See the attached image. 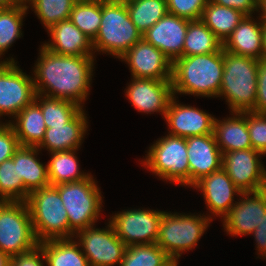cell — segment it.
Here are the masks:
<instances>
[{
    "label": "cell",
    "instance_id": "6da1fadb",
    "mask_svg": "<svg viewBox=\"0 0 266 266\" xmlns=\"http://www.w3.org/2000/svg\"><path fill=\"white\" fill-rule=\"evenodd\" d=\"M34 69L36 94L72 101L83 108L93 76L94 56L58 55L40 48Z\"/></svg>",
    "mask_w": 266,
    "mask_h": 266
},
{
    "label": "cell",
    "instance_id": "7a4b0ae2",
    "mask_svg": "<svg viewBox=\"0 0 266 266\" xmlns=\"http://www.w3.org/2000/svg\"><path fill=\"white\" fill-rule=\"evenodd\" d=\"M223 71V47L215 53L180 57L172 65L173 94L218 97Z\"/></svg>",
    "mask_w": 266,
    "mask_h": 266
},
{
    "label": "cell",
    "instance_id": "3957f363",
    "mask_svg": "<svg viewBox=\"0 0 266 266\" xmlns=\"http://www.w3.org/2000/svg\"><path fill=\"white\" fill-rule=\"evenodd\" d=\"M224 71L218 97L232 112L251 111L256 104L258 60L223 50Z\"/></svg>",
    "mask_w": 266,
    "mask_h": 266
},
{
    "label": "cell",
    "instance_id": "277c9868",
    "mask_svg": "<svg viewBox=\"0 0 266 266\" xmlns=\"http://www.w3.org/2000/svg\"><path fill=\"white\" fill-rule=\"evenodd\" d=\"M142 34L132 23L124 0H102V17L99 32L92 41L94 53H109L120 58Z\"/></svg>",
    "mask_w": 266,
    "mask_h": 266
},
{
    "label": "cell",
    "instance_id": "5b68a950",
    "mask_svg": "<svg viewBox=\"0 0 266 266\" xmlns=\"http://www.w3.org/2000/svg\"><path fill=\"white\" fill-rule=\"evenodd\" d=\"M93 178L89 175L81 181L54 186L67 211L69 238H73L80 230L94 226L99 218L103 201L100 188Z\"/></svg>",
    "mask_w": 266,
    "mask_h": 266
},
{
    "label": "cell",
    "instance_id": "8992f818",
    "mask_svg": "<svg viewBox=\"0 0 266 266\" xmlns=\"http://www.w3.org/2000/svg\"><path fill=\"white\" fill-rule=\"evenodd\" d=\"M27 205L33 229L39 243L47 240L69 239V222L59 191L54 186L29 194Z\"/></svg>",
    "mask_w": 266,
    "mask_h": 266
},
{
    "label": "cell",
    "instance_id": "52a82bcc",
    "mask_svg": "<svg viewBox=\"0 0 266 266\" xmlns=\"http://www.w3.org/2000/svg\"><path fill=\"white\" fill-rule=\"evenodd\" d=\"M212 218L208 216L163 213L156 244L169 256L179 259L186 250H192L206 231Z\"/></svg>",
    "mask_w": 266,
    "mask_h": 266
},
{
    "label": "cell",
    "instance_id": "ba28073f",
    "mask_svg": "<svg viewBox=\"0 0 266 266\" xmlns=\"http://www.w3.org/2000/svg\"><path fill=\"white\" fill-rule=\"evenodd\" d=\"M161 179L189 186V163L186 138L168 134L149 147L142 162Z\"/></svg>",
    "mask_w": 266,
    "mask_h": 266
},
{
    "label": "cell",
    "instance_id": "9c48e42d",
    "mask_svg": "<svg viewBox=\"0 0 266 266\" xmlns=\"http://www.w3.org/2000/svg\"><path fill=\"white\" fill-rule=\"evenodd\" d=\"M38 244L27 202L0 201V250L12 257Z\"/></svg>",
    "mask_w": 266,
    "mask_h": 266
},
{
    "label": "cell",
    "instance_id": "30bf717a",
    "mask_svg": "<svg viewBox=\"0 0 266 266\" xmlns=\"http://www.w3.org/2000/svg\"><path fill=\"white\" fill-rule=\"evenodd\" d=\"M35 96L33 78L17 66L14 58L0 61V117L6 114L14 118Z\"/></svg>",
    "mask_w": 266,
    "mask_h": 266
},
{
    "label": "cell",
    "instance_id": "8fae6325",
    "mask_svg": "<svg viewBox=\"0 0 266 266\" xmlns=\"http://www.w3.org/2000/svg\"><path fill=\"white\" fill-rule=\"evenodd\" d=\"M164 211L134 209L116 213L110 218L116 235L126 246L157 242Z\"/></svg>",
    "mask_w": 266,
    "mask_h": 266
},
{
    "label": "cell",
    "instance_id": "7c38bea8",
    "mask_svg": "<svg viewBox=\"0 0 266 266\" xmlns=\"http://www.w3.org/2000/svg\"><path fill=\"white\" fill-rule=\"evenodd\" d=\"M76 235L90 266H120L126 245L116 235L110 221L106 229L89 226Z\"/></svg>",
    "mask_w": 266,
    "mask_h": 266
},
{
    "label": "cell",
    "instance_id": "4fadbf2b",
    "mask_svg": "<svg viewBox=\"0 0 266 266\" xmlns=\"http://www.w3.org/2000/svg\"><path fill=\"white\" fill-rule=\"evenodd\" d=\"M261 155L264 154L253 148L223 153L222 168L242 192L266 189V169L260 161Z\"/></svg>",
    "mask_w": 266,
    "mask_h": 266
},
{
    "label": "cell",
    "instance_id": "5bb4252c",
    "mask_svg": "<svg viewBox=\"0 0 266 266\" xmlns=\"http://www.w3.org/2000/svg\"><path fill=\"white\" fill-rule=\"evenodd\" d=\"M240 198L222 219L225 231L232 236L252 234L266 213V189L242 192Z\"/></svg>",
    "mask_w": 266,
    "mask_h": 266
},
{
    "label": "cell",
    "instance_id": "9a60e30c",
    "mask_svg": "<svg viewBox=\"0 0 266 266\" xmlns=\"http://www.w3.org/2000/svg\"><path fill=\"white\" fill-rule=\"evenodd\" d=\"M121 59L129 65L132 77L156 80L172 79L173 63L171 60L143 38L121 56Z\"/></svg>",
    "mask_w": 266,
    "mask_h": 266
},
{
    "label": "cell",
    "instance_id": "2e32d148",
    "mask_svg": "<svg viewBox=\"0 0 266 266\" xmlns=\"http://www.w3.org/2000/svg\"><path fill=\"white\" fill-rule=\"evenodd\" d=\"M126 89V96L131 104L144 113L160 112L164 117L169 102L174 96L171 80L136 78Z\"/></svg>",
    "mask_w": 266,
    "mask_h": 266
},
{
    "label": "cell",
    "instance_id": "e0dca14e",
    "mask_svg": "<svg viewBox=\"0 0 266 266\" xmlns=\"http://www.w3.org/2000/svg\"><path fill=\"white\" fill-rule=\"evenodd\" d=\"M191 20L167 13L142 38L158 48L173 63L183 57L184 39Z\"/></svg>",
    "mask_w": 266,
    "mask_h": 266
},
{
    "label": "cell",
    "instance_id": "ac0fdd59",
    "mask_svg": "<svg viewBox=\"0 0 266 266\" xmlns=\"http://www.w3.org/2000/svg\"><path fill=\"white\" fill-rule=\"evenodd\" d=\"M174 95L169 102L165 120L169 134L179 137L213 134L215 117L192 106L178 104Z\"/></svg>",
    "mask_w": 266,
    "mask_h": 266
},
{
    "label": "cell",
    "instance_id": "d6986e66",
    "mask_svg": "<svg viewBox=\"0 0 266 266\" xmlns=\"http://www.w3.org/2000/svg\"><path fill=\"white\" fill-rule=\"evenodd\" d=\"M186 145L190 187L202 177L222 168L223 154L216 143L214 134L187 137Z\"/></svg>",
    "mask_w": 266,
    "mask_h": 266
},
{
    "label": "cell",
    "instance_id": "ffe728a7",
    "mask_svg": "<svg viewBox=\"0 0 266 266\" xmlns=\"http://www.w3.org/2000/svg\"><path fill=\"white\" fill-rule=\"evenodd\" d=\"M198 188L204 195L205 204L215 216L224 217L234 205V195L240 196L242 191L221 168L210 175L202 177L192 188Z\"/></svg>",
    "mask_w": 266,
    "mask_h": 266
},
{
    "label": "cell",
    "instance_id": "44dd1931",
    "mask_svg": "<svg viewBox=\"0 0 266 266\" xmlns=\"http://www.w3.org/2000/svg\"><path fill=\"white\" fill-rule=\"evenodd\" d=\"M47 31L52 40L42 46L48 51L58 55L94 56L92 41L70 19L58 22Z\"/></svg>",
    "mask_w": 266,
    "mask_h": 266
},
{
    "label": "cell",
    "instance_id": "7402d4cb",
    "mask_svg": "<svg viewBox=\"0 0 266 266\" xmlns=\"http://www.w3.org/2000/svg\"><path fill=\"white\" fill-rule=\"evenodd\" d=\"M245 16L223 43V50L257 60L263 59V20Z\"/></svg>",
    "mask_w": 266,
    "mask_h": 266
},
{
    "label": "cell",
    "instance_id": "603a6c76",
    "mask_svg": "<svg viewBox=\"0 0 266 266\" xmlns=\"http://www.w3.org/2000/svg\"><path fill=\"white\" fill-rule=\"evenodd\" d=\"M88 128L87 116L82 109L70 122L46 128L42 143L38 146L48 149L49 153L78 150Z\"/></svg>",
    "mask_w": 266,
    "mask_h": 266
},
{
    "label": "cell",
    "instance_id": "cb8c5ba5",
    "mask_svg": "<svg viewBox=\"0 0 266 266\" xmlns=\"http://www.w3.org/2000/svg\"><path fill=\"white\" fill-rule=\"evenodd\" d=\"M232 117L215 118L213 134L222 154L237 150L252 149L247 128V111L232 112Z\"/></svg>",
    "mask_w": 266,
    "mask_h": 266
},
{
    "label": "cell",
    "instance_id": "d4e9b609",
    "mask_svg": "<svg viewBox=\"0 0 266 266\" xmlns=\"http://www.w3.org/2000/svg\"><path fill=\"white\" fill-rule=\"evenodd\" d=\"M38 151V147L20 146L12 157L17 164L18 177L25 186V202L31 192L50 186L47 164L39 162Z\"/></svg>",
    "mask_w": 266,
    "mask_h": 266
},
{
    "label": "cell",
    "instance_id": "484cf974",
    "mask_svg": "<svg viewBox=\"0 0 266 266\" xmlns=\"http://www.w3.org/2000/svg\"><path fill=\"white\" fill-rule=\"evenodd\" d=\"M15 123L9 120L21 146L38 147L44 138L46 124L40 106L33 101L24 107L15 117Z\"/></svg>",
    "mask_w": 266,
    "mask_h": 266
},
{
    "label": "cell",
    "instance_id": "4316f807",
    "mask_svg": "<svg viewBox=\"0 0 266 266\" xmlns=\"http://www.w3.org/2000/svg\"><path fill=\"white\" fill-rule=\"evenodd\" d=\"M46 266H90L81 246L72 238L47 240L39 243Z\"/></svg>",
    "mask_w": 266,
    "mask_h": 266
},
{
    "label": "cell",
    "instance_id": "83f0119b",
    "mask_svg": "<svg viewBox=\"0 0 266 266\" xmlns=\"http://www.w3.org/2000/svg\"><path fill=\"white\" fill-rule=\"evenodd\" d=\"M245 16L239 10L208 2L200 20L224 43Z\"/></svg>",
    "mask_w": 266,
    "mask_h": 266
},
{
    "label": "cell",
    "instance_id": "f1b7e54d",
    "mask_svg": "<svg viewBox=\"0 0 266 266\" xmlns=\"http://www.w3.org/2000/svg\"><path fill=\"white\" fill-rule=\"evenodd\" d=\"M76 151L69 150L50 153L52 157L47 164V169L51 186L81 181L90 175L79 171L80 167L75 155Z\"/></svg>",
    "mask_w": 266,
    "mask_h": 266
},
{
    "label": "cell",
    "instance_id": "f546056e",
    "mask_svg": "<svg viewBox=\"0 0 266 266\" xmlns=\"http://www.w3.org/2000/svg\"><path fill=\"white\" fill-rule=\"evenodd\" d=\"M223 43L201 21L191 20L184 39L183 57L218 52Z\"/></svg>",
    "mask_w": 266,
    "mask_h": 266
},
{
    "label": "cell",
    "instance_id": "4dcf8cb0",
    "mask_svg": "<svg viewBox=\"0 0 266 266\" xmlns=\"http://www.w3.org/2000/svg\"><path fill=\"white\" fill-rule=\"evenodd\" d=\"M132 23L143 35L167 13V0H126Z\"/></svg>",
    "mask_w": 266,
    "mask_h": 266
},
{
    "label": "cell",
    "instance_id": "1f68e13d",
    "mask_svg": "<svg viewBox=\"0 0 266 266\" xmlns=\"http://www.w3.org/2000/svg\"><path fill=\"white\" fill-rule=\"evenodd\" d=\"M101 17L102 0H77L69 19L93 41L99 32Z\"/></svg>",
    "mask_w": 266,
    "mask_h": 266
},
{
    "label": "cell",
    "instance_id": "d6a6232c",
    "mask_svg": "<svg viewBox=\"0 0 266 266\" xmlns=\"http://www.w3.org/2000/svg\"><path fill=\"white\" fill-rule=\"evenodd\" d=\"M34 101L42 110L46 128L67 124L82 110L81 106L72 101L41 94H36Z\"/></svg>",
    "mask_w": 266,
    "mask_h": 266
},
{
    "label": "cell",
    "instance_id": "836d02e7",
    "mask_svg": "<svg viewBox=\"0 0 266 266\" xmlns=\"http://www.w3.org/2000/svg\"><path fill=\"white\" fill-rule=\"evenodd\" d=\"M28 7L24 3L11 8H0V57L16 39L21 38L22 22Z\"/></svg>",
    "mask_w": 266,
    "mask_h": 266
},
{
    "label": "cell",
    "instance_id": "e575fe53",
    "mask_svg": "<svg viewBox=\"0 0 266 266\" xmlns=\"http://www.w3.org/2000/svg\"><path fill=\"white\" fill-rule=\"evenodd\" d=\"M77 0H25L48 30L58 22L68 20ZM31 4V5H30Z\"/></svg>",
    "mask_w": 266,
    "mask_h": 266
},
{
    "label": "cell",
    "instance_id": "d590c367",
    "mask_svg": "<svg viewBox=\"0 0 266 266\" xmlns=\"http://www.w3.org/2000/svg\"><path fill=\"white\" fill-rule=\"evenodd\" d=\"M169 256L156 244L126 246L120 266H161Z\"/></svg>",
    "mask_w": 266,
    "mask_h": 266
},
{
    "label": "cell",
    "instance_id": "8d00e7d4",
    "mask_svg": "<svg viewBox=\"0 0 266 266\" xmlns=\"http://www.w3.org/2000/svg\"><path fill=\"white\" fill-rule=\"evenodd\" d=\"M0 201L25 202V186L18 177L17 164L13 158L0 164Z\"/></svg>",
    "mask_w": 266,
    "mask_h": 266
},
{
    "label": "cell",
    "instance_id": "74e56055",
    "mask_svg": "<svg viewBox=\"0 0 266 266\" xmlns=\"http://www.w3.org/2000/svg\"><path fill=\"white\" fill-rule=\"evenodd\" d=\"M247 128L252 148L266 155V114L247 111Z\"/></svg>",
    "mask_w": 266,
    "mask_h": 266
},
{
    "label": "cell",
    "instance_id": "f35d334b",
    "mask_svg": "<svg viewBox=\"0 0 266 266\" xmlns=\"http://www.w3.org/2000/svg\"><path fill=\"white\" fill-rule=\"evenodd\" d=\"M209 0H167L169 14L188 20H200Z\"/></svg>",
    "mask_w": 266,
    "mask_h": 266
},
{
    "label": "cell",
    "instance_id": "ab89813d",
    "mask_svg": "<svg viewBox=\"0 0 266 266\" xmlns=\"http://www.w3.org/2000/svg\"><path fill=\"white\" fill-rule=\"evenodd\" d=\"M19 140L9 122L0 126V164L13 157L20 147Z\"/></svg>",
    "mask_w": 266,
    "mask_h": 266
},
{
    "label": "cell",
    "instance_id": "60d3db41",
    "mask_svg": "<svg viewBox=\"0 0 266 266\" xmlns=\"http://www.w3.org/2000/svg\"><path fill=\"white\" fill-rule=\"evenodd\" d=\"M44 261L46 263L45 254L38 244L30 251L12 256L9 266H45Z\"/></svg>",
    "mask_w": 266,
    "mask_h": 266
},
{
    "label": "cell",
    "instance_id": "b9f144b4",
    "mask_svg": "<svg viewBox=\"0 0 266 266\" xmlns=\"http://www.w3.org/2000/svg\"><path fill=\"white\" fill-rule=\"evenodd\" d=\"M251 111L266 114V59L258 60L257 97Z\"/></svg>",
    "mask_w": 266,
    "mask_h": 266
},
{
    "label": "cell",
    "instance_id": "7bdbcfd3",
    "mask_svg": "<svg viewBox=\"0 0 266 266\" xmlns=\"http://www.w3.org/2000/svg\"><path fill=\"white\" fill-rule=\"evenodd\" d=\"M215 4L231 7L241 11L246 16H252L254 11H258V0H209Z\"/></svg>",
    "mask_w": 266,
    "mask_h": 266
},
{
    "label": "cell",
    "instance_id": "ee69618b",
    "mask_svg": "<svg viewBox=\"0 0 266 266\" xmlns=\"http://www.w3.org/2000/svg\"><path fill=\"white\" fill-rule=\"evenodd\" d=\"M252 234H254L253 236L257 243L256 245L258 249L256 250H258V254H261L260 256H262L263 259L264 257L266 258V213Z\"/></svg>",
    "mask_w": 266,
    "mask_h": 266
},
{
    "label": "cell",
    "instance_id": "f6af8a7d",
    "mask_svg": "<svg viewBox=\"0 0 266 266\" xmlns=\"http://www.w3.org/2000/svg\"><path fill=\"white\" fill-rule=\"evenodd\" d=\"M24 3L25 0H0V8H11Z\"/></svg>",
    "mask_w": 266,
    "mask_h": 266
},
{
    "label": "cell",
    "instance_id": "bcb514c9",
    "mask_svg": "<svg viewBox=\"0 0 266 266\" xmlns=\"http://www.w3.org/2000/svg\"><path fill=\"white\" fill-rule=\"evenodd\" d=\"M258 10H261V19L266 21V0H258Z\"/></svg>",
    "mask_w": 266,
    "mask_h": 266
},
{
    "label": "cell",
    "instance_id": "7dc6e473",
    "mask_svg": "<svg viewBox=\"0 0 266 266\" xmlns=\"http://www.w3.org/2000/svg\"><path fill=\"white\" fill-rule=\"evenodd\" d=\"M11 257L0 250V266H9Z\"/></svg>",
    "mask_w": 266,
    "mask_h": 266
},
{
    "label": "cell",
    "instance_id": "c3c4849f",
    "mask_svg": "<svg viewBox=\"0 0 266 266\" xmlns=\"http://www.w3.org/2000/svg\"><path fill=\"white\" fill-rule=\"evenodd\" d=\"M263 59H266V21H263Z\"/></svg>",
    "mask_w": 266,
    "mask_h": 266
},
{
    "label": "cell",
    "instance_id": "681fc988",
    "mask_svg": "<svg viewBox=\"0 0 266 266\" xmlns=\"http://www.w3.org/2000/svg\"><path fill=\"white\" fill-rule=\"evenodd\" d=\"M178 259L177 258H169L165 263H163L161 266H177L178 265Z\"/></svg>",
    "mask_w": 266,
    "mask_h": 266
}]
</instances>
